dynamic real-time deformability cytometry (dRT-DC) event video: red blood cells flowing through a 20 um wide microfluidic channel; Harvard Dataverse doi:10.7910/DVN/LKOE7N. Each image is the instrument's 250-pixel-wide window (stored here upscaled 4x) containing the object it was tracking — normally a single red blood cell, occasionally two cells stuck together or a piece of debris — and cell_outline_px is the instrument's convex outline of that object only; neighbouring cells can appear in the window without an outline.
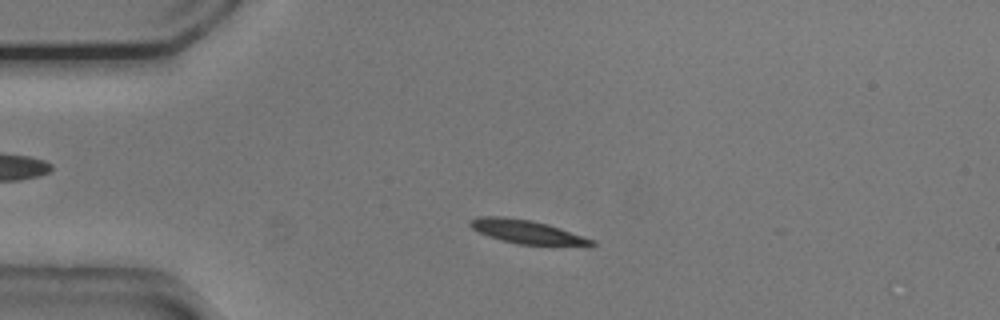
{"species": "common noctule bat (a hibernating species)", "species_latin": "Nyctalus noctula", "temperature_condition": "cold", "stored_images_in_passage": 52, "camera_frame_rate_fps": 3000, "um_per_image_px": 0.085, "animal": {"sex": "male", "body_mass_g": 20.5, "forearm_length_mm": 52.5}, "frame": {"image": 1, "passage_image": 11, "time_ms": 3.333, "image_size_px": [1000, 320], "cell_outline_px": [[596, 244], [588, 248], [520, 244], [500, 240], [488, 236], [472, 228], [468, 224], [468, 220], [476, 216], [504, 216], [532, 220], [548, 224], [596, 240]], "centroid_in_image_um": [44.9, 19.73], "position_along_channel_um": 40.1, "area_um2": 17.51}}
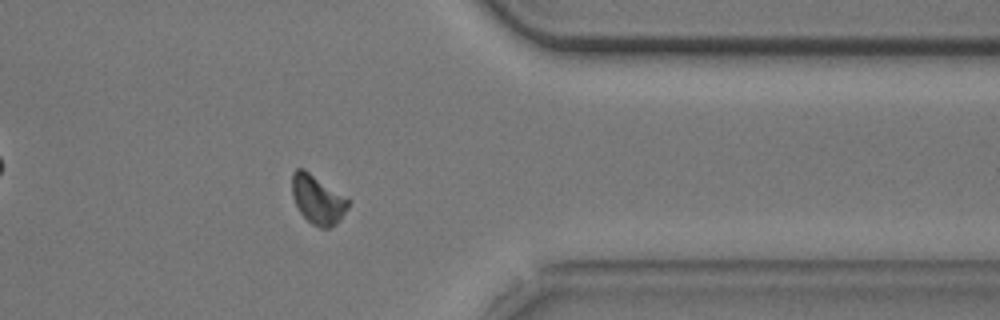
{"frame": {"image": 2, "passage_image": 42, "time_ms": 13.667, "image_size_px": [1000, 320], "cell_outline_px": [[348, 208], [340, 220], [336, 224], [328, 228], [320, 228], [312, 224], [300, 212], [292, 196], [292, 172], [296, 168], [304, 168], [348, 200]], "centroid_in_image_um": [26.97, 16.97], "position_along_channel_um": 384.4, "area_um2": 15.66}}
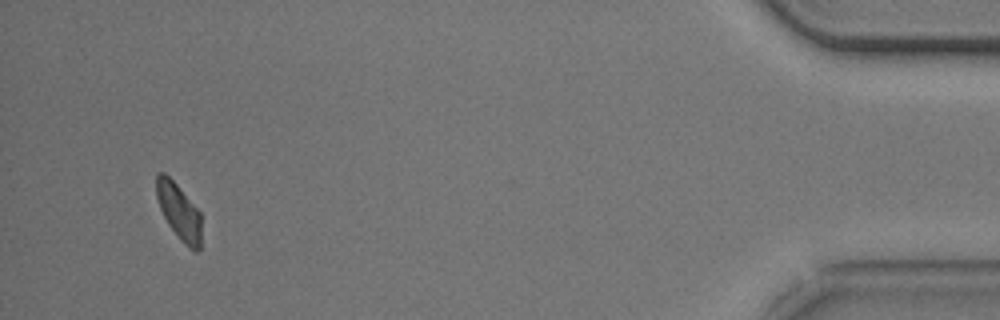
{"frame": {"image": 3, "passage_image": 50, "time_ms": 16.333, "image_size_px": [1000, 320], "cell_outline_px": [[200, 248], [196, 252], [188, 248], [168, 224], [160, 208], [156, 196], [156, 176], [160, 172], [164, 172], [176, 184], [200, 212]], "centroid_in_image_um": [15.2, 17.98], "position_along_channel_um": 420.0, "area_um2": 14.33}, "authors_computed_cell_mechanics": {"area_um2": 16.2996, "velocity_mm_per_s": 3.7185, "shape_relaxation_time_tau1_ms": 2.0673, "shape_relaxation_time_tau2_ms": null, "deformation_change_tau1": 0.1037, "deformation_change_tau2": null}}